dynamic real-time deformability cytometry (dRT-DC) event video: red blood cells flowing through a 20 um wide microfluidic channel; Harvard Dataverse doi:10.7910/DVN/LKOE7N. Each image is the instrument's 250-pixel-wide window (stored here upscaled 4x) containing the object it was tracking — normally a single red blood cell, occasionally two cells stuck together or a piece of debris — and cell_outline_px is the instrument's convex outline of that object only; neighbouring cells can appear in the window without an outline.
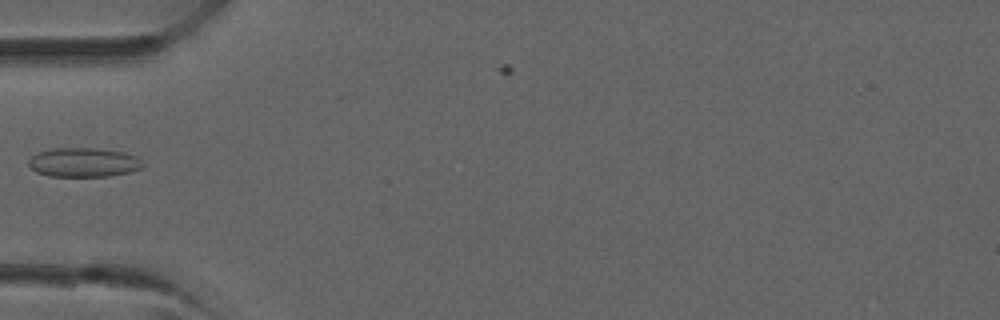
{"species": "common noctule bat (a hibernating species)", "species_latin": "Nyctalus noctula", "temperature_condition": "room temperature", "stored_images_in_passage": 23, "camera_frame_rate_fps": 3000, "um_per_image_px": 0.085, "animal": {"sex": "male", "forearm_length_mm": 52.5}, "frame": {"image": 1, "passage_image": 1, "time_ms": 0.0, "image_size_px": [1000, 320], "cell_outline_px": [[144, 168], [128, 172], [108, 176], [48, 176], [36, 172], [28, 164], [28, 160], [36, 152], [56, 148], [96, 148], [120, 152], [136, 156], [144, 164]], "centroid_in_image_um": [7.09, 13.8], "position_along_channel_um": 77.9, "area_um2": 19.36}}
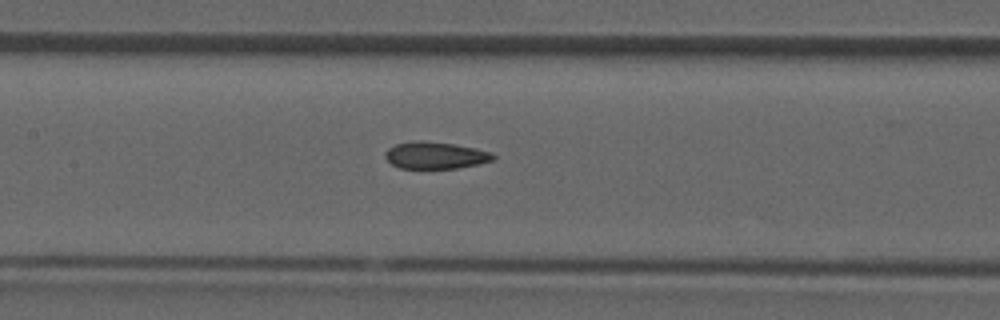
{"frame": {"image": 2, "passage_image": 6, "time_ms": 1.667, "image_size_px": [1000, 320], "cell_outline_px": [[496, 156], [492, 160], [480, 164], [456, 168], [400, 168], [392, 164], [384, 156], [384, 152], [388, 148], [396, 144], [416, 140], [420, 140], [452, 144], [476, 148], [492, 152]], "centroid_in_image_um": [37.01, 13.2], "position_along_channel_um": 170.4, "area_um2": 16.94}}
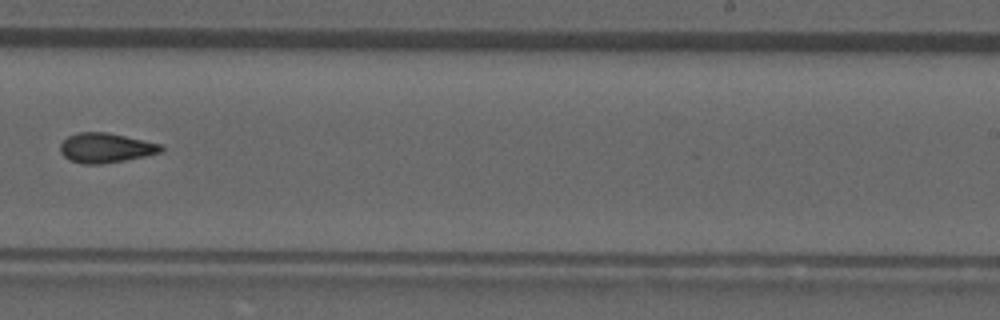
{"frame": {"image": 3, "passage_image": 12, "time_ms": 3.667, "image_size_px": [1000, 320], "cell_outline_px": [[164, 148], [160, 152], [144, 156], [124, 160], [100, 164], [84, 164], [68, 160], [60, 152], [60, 144], [68, 136], [80, 132], [108, 132], [164, 144]], "centroid_in_image_um": [8.99, 12.56], "position_along_channel_um": 280.0, "area_um2": 17.51}}